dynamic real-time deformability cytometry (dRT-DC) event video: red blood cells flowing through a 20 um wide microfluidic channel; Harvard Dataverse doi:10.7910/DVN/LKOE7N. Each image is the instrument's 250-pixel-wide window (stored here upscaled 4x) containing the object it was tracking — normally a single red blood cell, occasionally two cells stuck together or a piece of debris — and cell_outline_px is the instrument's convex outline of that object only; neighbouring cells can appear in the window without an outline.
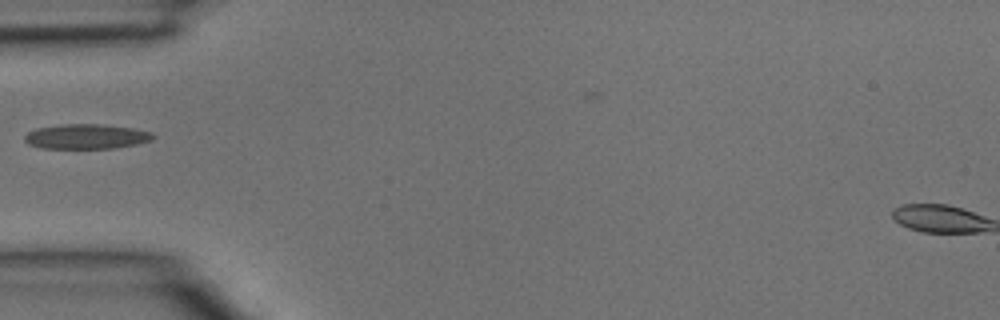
{"species": "common noctule bat (a hibernating species)", "species_latin": "Nyctalus noctula", "temperature_condition": "room temperature", "stored_images_in_passage": 8, "camera_frame_rate_fps": 3000, "um_per_image_px": 0.085, "animal": {"sex": "male", "body_mass_g": 15.6}, "frame": {"image": 1, "passage_image": 1, "time_ms": 0.0, "image_size_px": [1000, 320], "cell_outline_px": [[156, 136], [152, 140], [136, 144], [112, 148], [40, 148], [28, 144], [24, 140], [24, 136], [28, 132], [36, 128], [64, 124], [100, 124], [132, 128], [152, 132]], "centroid_in_image_um": [7.33, 11.6], "position_along_channel_um": 77.7, "area_um2": 18.55}}